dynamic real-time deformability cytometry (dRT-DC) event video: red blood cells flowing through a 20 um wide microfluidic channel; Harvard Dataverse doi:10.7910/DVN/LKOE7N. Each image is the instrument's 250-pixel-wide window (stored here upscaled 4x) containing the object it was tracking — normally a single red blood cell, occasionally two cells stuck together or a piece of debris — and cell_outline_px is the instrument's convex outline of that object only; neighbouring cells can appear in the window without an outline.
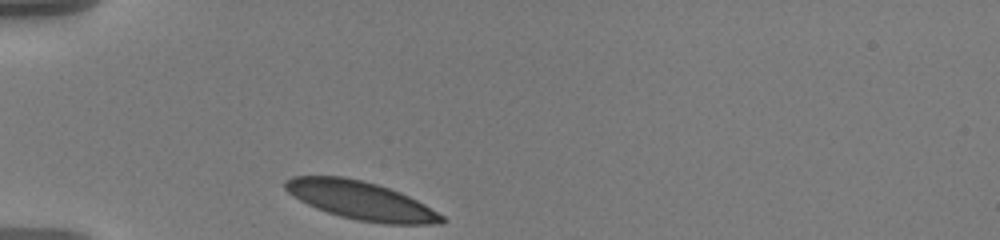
{"species": "human", "species_latin": "Homo sapiens", "temperature_condition": "warm", "stored_images_in_passage": 9, "camera_frame_rate_fps": 3000, "um_per_image_px": 0.085, "donor": {"sex": "male"}, "frame": {"image": 1, "passage_image": 1, "time_ms": 0.0, "image_size_px": [1000, 240], "cell_outline_px": [[444, 220], [440, 224], [384, 224], [356, 220], [340, 216], [316, 208], [292, 196], [284, 188], [284, 180], [292, 176], [344, 176], [376, 184], [400, 192], [424, 204], [444, 216]], "centroid_in_image_um": [30.64, 17.04], "position_along_channel_um": 54.4, "area_um2": 34.74}}
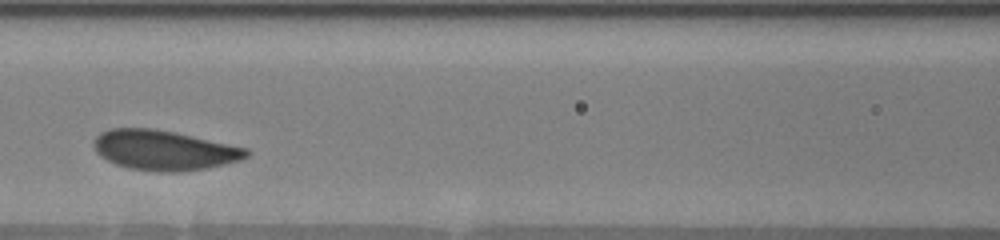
{"frame": {"image": 2, "passage_image": 6, "time_ms": 1.667, "image_size_px": [1000, 240], "cell_outline_px": [[252, 152], [248, 156], [240, 160], [208, 168], [180, 172], [156, 172], [128, 168], [116, 164], [100, 156], [96, 152], [92, 144], [96, 136], [100, 132], [112, 128], [156, 128], [176, 132], [248, 148]], "centroid_in_image_um": [13.95, 12.76], "position_along_channel_um": 152.7, "area_um2": 35.89}}
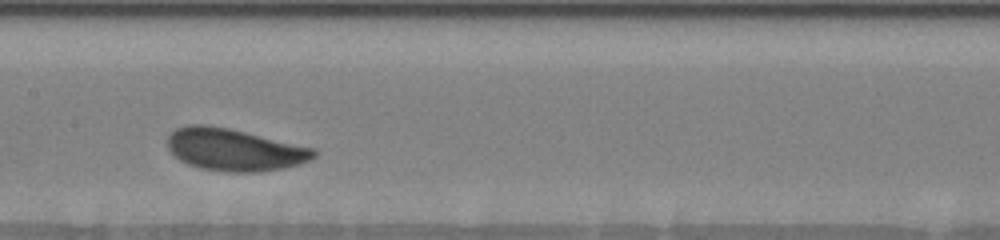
{"frame": {"image": 3, "passage_image": 8, "time_ms": 2.333, "image_size_px": [1000, 240], "cell_outline_px": [[316, 156], [300, 164], [284, 168], [260, 172], [224, 172], [200, 168], [188, 164], [180, 160], [168, 148], [168, 136], [176, 128], [188, 124], [208, 124], [228, 128], [316, 148]], "centroid_in_image_um": [19.93, 12.72], "position_along_channel_um": 187.5, "area_um2": 36.07}}